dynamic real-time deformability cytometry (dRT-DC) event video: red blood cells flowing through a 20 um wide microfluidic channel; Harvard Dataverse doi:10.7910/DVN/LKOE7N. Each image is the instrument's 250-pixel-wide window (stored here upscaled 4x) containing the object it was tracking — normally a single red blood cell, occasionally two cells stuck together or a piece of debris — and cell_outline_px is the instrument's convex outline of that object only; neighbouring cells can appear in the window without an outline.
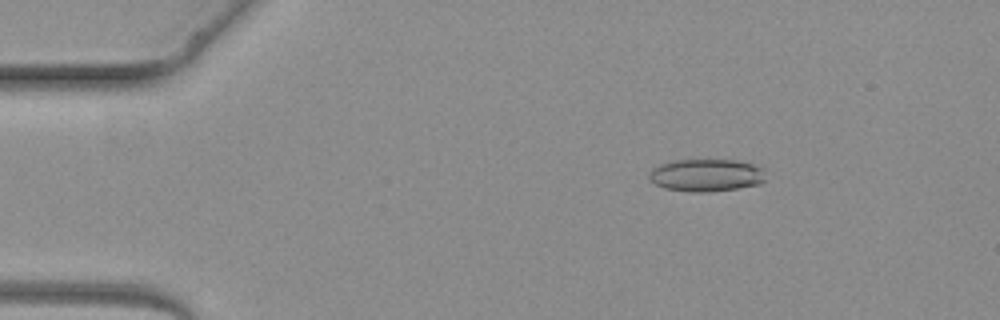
{"species": "common noctule bat (a hibernating species)", "species_latin": "Nyctalus noctula", "temperature_condition": "warm", "stored_images_in_passage": 3, "camera_frame_rate_fps": 3000, "um_per_image_px": 0.085, "animal": {"sex": "female", "body_mass_g": 19.3, "forearm_length_mm": 54.1}, "frame": {"image": 1, "passage_image": 1, "time_ms": 0.0, "image_size_px": [1000, 320], "cell_outline_px": [[764, 180], [760, 184], [736, 188], [708, 192], [688, 192], [664, 188], [656, 184], [648, 176], [652, 168], [660, 164], [676, 160], [736, 160], [752, 164], [764, 168]], "centroid_in_image_um": [60.03, 14.89], "position_along_channel_um": 25.0, "area_um2": 22.02}}